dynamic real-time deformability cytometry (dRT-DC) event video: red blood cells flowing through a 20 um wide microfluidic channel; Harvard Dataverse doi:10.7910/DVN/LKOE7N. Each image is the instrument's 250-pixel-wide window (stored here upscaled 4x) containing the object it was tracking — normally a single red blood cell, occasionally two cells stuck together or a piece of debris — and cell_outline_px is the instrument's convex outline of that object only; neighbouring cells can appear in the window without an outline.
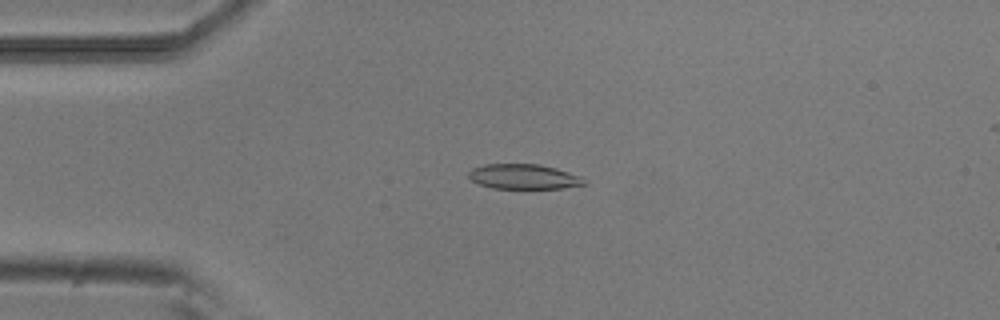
{"species": "common noctule bat (a hibernating species)", "species_latin": "Nyctalus noctula", "temperature_condition": "room temperature", "stored_images_in_passage": 54, "camera_frame_rate_fps": 3000, "um_per_image_px": 0.085, "animal": {"sex": "male", "body_mass_g": 20.5, "forearm_length_mm": 52.5}, "frame": {"image": 1, "passage_image": 13, "time_ms": 4.0, "image_size_px": [1000, 320], "cell_outline_px": [[588, 184], [560, 188], [492, 188], [480, 184], [472, 180], [468, 176], [468, 172], [472, 168], [484, 164], [540, 164], [556, 168], [580, 176]], "centroid_in_image_um": [44.5, 15.0], "position_along_channel_um": 40.5, "area_um2": 16.7}}
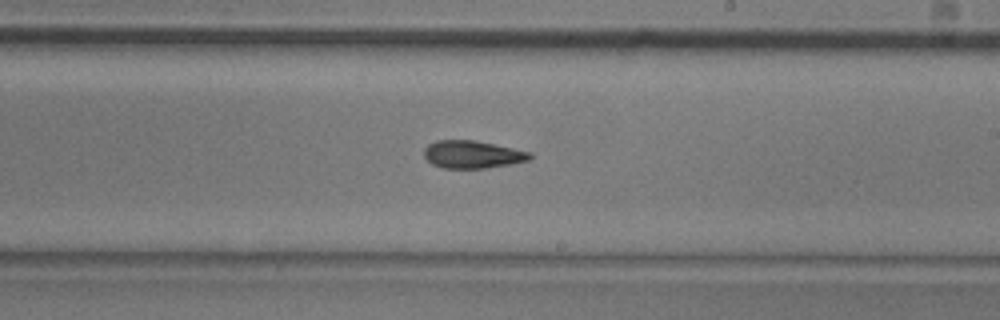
{"frame": {"image": 2, "passage_image": 31, "time_ms": 10.0, "image_size_px": [1000, 320], "cell_outline_px": [[532, 160], [512, 164], [484, 168], [444, 168], [432, 164], [424, 156], [424, 148], [428, 144], [436, 140], [476, 140], [532, 152]], "centroid_in_image_um": [40.19, 13.12], "position_along_channel_um": 248.8, "area_um2": 17.22}}
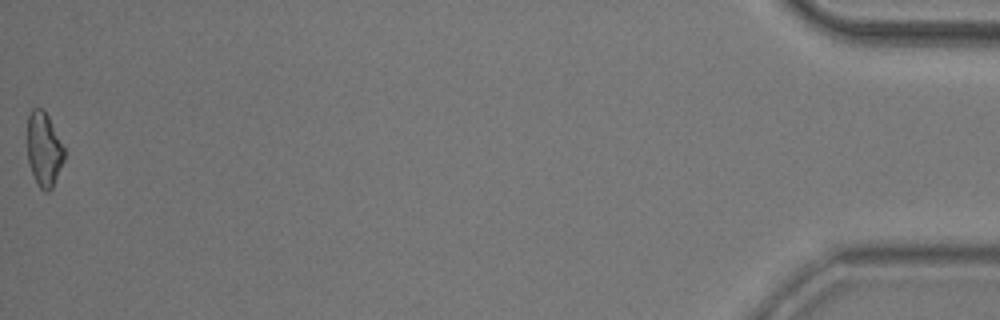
{"frame": {"image": 3, "passage_image": 53, "time_ms": 17.333, "image_size_px": [1000, 320], "cell_outline_px": [[64, 160], [52, 188], [48, 192], [44, 192], [36, 184], [28, 160], [28, 116], [32, 108], [44, 108], [64, 148]], "centroid_in_image_um": [3.73, 12.71], "position_along_channel_um": 431.5, "area_um2": 15.84}}